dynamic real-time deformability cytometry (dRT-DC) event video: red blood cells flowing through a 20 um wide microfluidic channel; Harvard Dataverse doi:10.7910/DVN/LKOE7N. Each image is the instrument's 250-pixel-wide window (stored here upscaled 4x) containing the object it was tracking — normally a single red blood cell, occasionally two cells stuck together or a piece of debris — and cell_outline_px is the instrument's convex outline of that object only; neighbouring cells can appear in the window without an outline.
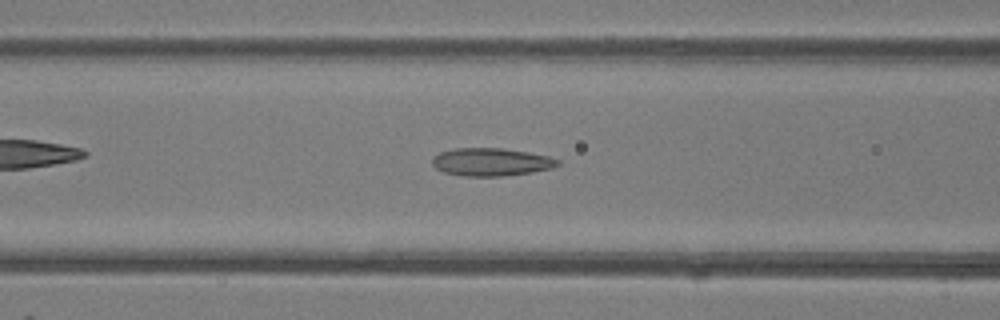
{"species": "common noctule bat (a hibernating species)", "species_latin": "Nyctalus noctula", "temperature_condition": "room temperature", "stored_images_in_passage": 39, "camera_frame_rate_fps": 3000, "um_per_image_px": 0.085, "animal": {"sex": "female"}, "frame": {"image": 1, "passage_image": 11, "time_ms": 3.333, "image_size_px": [1000, 320], "cell_outline_px": [[560, 164], [552, 168], [532, 172], [504, 176], [460, 176], [444, 172], [436, 168], [432, 164], [432, 156], [440, 152], [452, 148], [500, 148], [528, 152], [548, 156], [560, 160]], "centroid_in_image_um": [41.72, 13.77], "position_along_channel_um": 124.9, "area_um2": 20.52}}
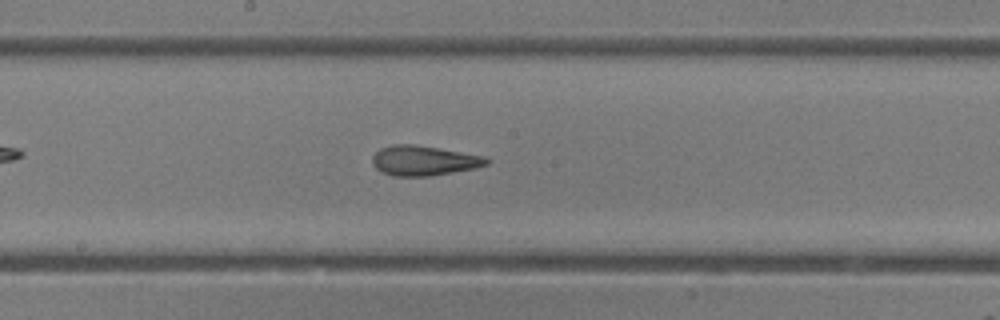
{"frame": {"image": 2, "passage_image": 17, "time_ms": 5.333, "image_size_px": [1000, 320], "cell_outline_px": [[488, 164], [476, 168], [428, 176], [392, 176], [376, 168], [372, 164], [372, 156], [380, 148], [392, 144], [412, 144], [484, 156], [488, 160]], "centroid_in_image_um": [35.98, 13.65], "position_along_channel_um": 212.2, "area_um2": 19.65}}
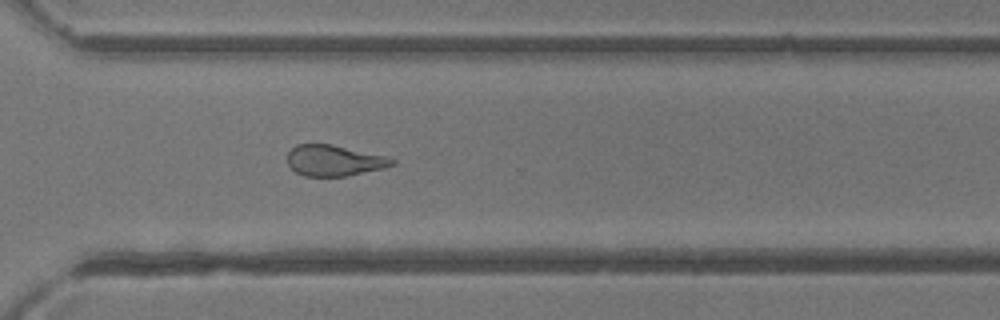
{"frame": {"image": 3, "passage_image": 26, "time_ms": 8.333, "image_size_px": [1000, 320], "cell_outline_px": [[396, 164], [384, 168], [348, 176], [304, 176], [296, 172], [288, 164], [288, 152], [296, 144], [332, 144], [388, 156], [396, 160]], "centroid_in_image_um": [28.44, 13.64], "position_along_channel_um": 342.2, "area_um2": 19.02}, "authors_computed_cell_mechanics": {"area_um2": 20.8658, "velocity_mm_per_s": 4.3578, "shape_relaxation_time_tau1_ms": 10.4411, "shape_relaxation_time_tau2_ms": 2.0951, "deformation_change_tau1": 0.2359, "deformation_change_tau2": 0.1147}}